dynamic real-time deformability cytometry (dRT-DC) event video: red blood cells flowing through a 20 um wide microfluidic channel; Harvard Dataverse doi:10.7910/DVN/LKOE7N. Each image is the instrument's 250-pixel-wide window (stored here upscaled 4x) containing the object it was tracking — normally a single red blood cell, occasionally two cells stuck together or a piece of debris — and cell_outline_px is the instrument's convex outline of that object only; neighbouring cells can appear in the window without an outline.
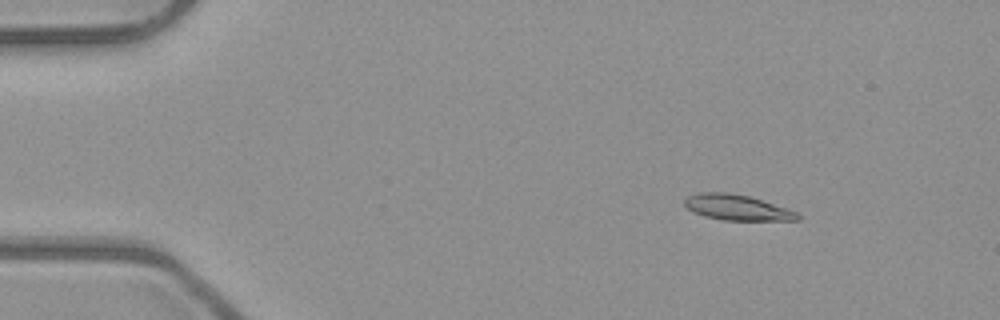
{"species": "common noctule bat (a hibernating species)", "species_latin": "Nyctalus noctula", "temperature_condition": "room temperature", "stored_images_in_passage": 52, "camera_frame_rate_fps": 3000, "um_per_image_px": 0.085, "animal": {"sex": "male", "body_mass_g": 23.1, "forearm_length_mm": 52.7}, "frame": {"image": 1, "passage_image": 7, "time_ms": 2.0, "image_size_px": [1000, 320], "cell_outline_px": [[800, 220], [724, 220], [704, 216], [688, 208], [684, 204], [684, 200], [688, 196], [700, 192], [728, 192], [748, 196], [796, 212], [800, 216]], "centroid_in_image_um": [62.61, 17.63], "position_along_channel_um": 22.4, "area_um2": 16.42}}
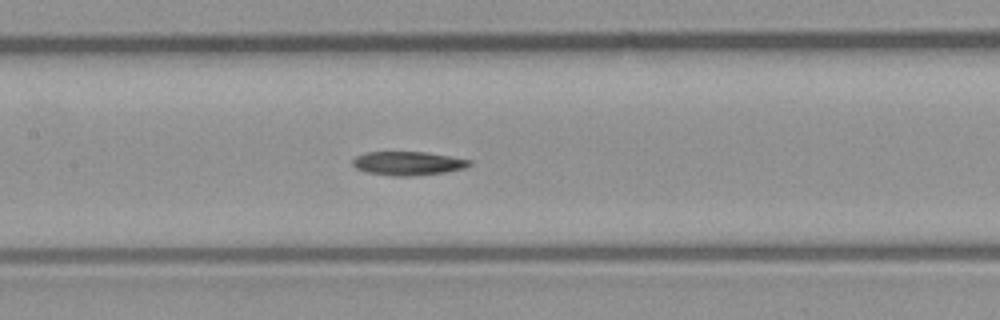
{"frame": {"image": 2, "passage_image": 25, "time_ms": 8.0, "image_size_px": [1000, 320], "cell_outline_px": [[472, 164], [464, 168], [448, 172], [412, 176], [392, 176], [368, 172], [356, 168], [352, 164], [352, 160], [356, 156], [368, 152], [428, 152], [452, 156], [472, 160]], "centroid_in_image_um": [34.72, 13.88], "position_along_channel_um": 172.7, "area_um2": 16.3}}
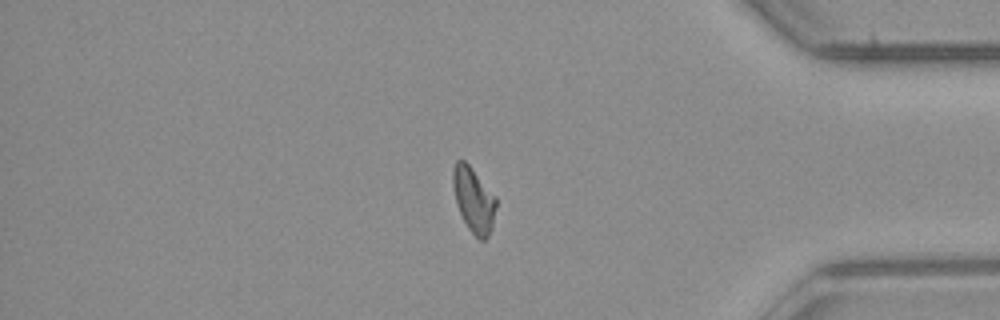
{"frame": {"image": 3, "passage_image": 44, "time_ms": 14.333, "image_size_px": [1000, 320], "cell_outline_px": [[496, 208], [492, 228], [488, 236], [484, 240], [480, 240], [468, 228], [456, 204], [452, 184], [452, 168], [456, 160], [464, 160], [468, 164], [496, 196]], "centroid_in_image_um": [40.25, 16.97], "position_along_channel_um": 394.9, "area_um2": 16.36}, "authors_computed_cell_mechanics": {"area_um2": 16.5308, "velocity_mm_per_s": 3.9591, "shape_relaxation_time_tau1_ms": 6.8094, "shape_relaxation_time_tau2_ms": 6.6014, "deformation_change_tau1": 0.214, "deformation_change_tau2": 0.1387}}